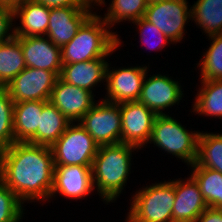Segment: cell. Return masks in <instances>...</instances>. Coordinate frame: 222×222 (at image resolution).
<instances>
[{
    "label": "cell",
    "instance_id": "obj_1",
    "mask_svg": "<svg viewBox=\"0 0 222 222\" xmlns=\"http://www.w3.org/2000/svg\"><path fill=\"white\" fill-rule=\"evenodd\" d=\"M54 161L48 146L15 142L0 151V180L25 203L49 202Z\"/></svg>",
    "mask_w": 222,
    "mask_h": 222
},
{
    "label": "cell",
    "instance_id": "obj_2",
    "mask_svg": "<svg viewBox=\"0 0 222 222\" xmlns=\"http://www.w3.org/2000/svg\"><path fill=\"white\" fill-rule=\"evenodd\" d=\"M137 149L140 150L125 143L99 146L91 170L95 192L106 205L123 194L132 170V155Z\"/></svg>",
    "mask_w": 222,
    "mask_h": 222
},
{
    "label": "cell",
    "instance_id": "obj_3",
    "mask_svg": "<svg viewBox=\"0 0 222 222\" xmlns=\"http://www.w3.org/2000/svg\"><path fill=\"white\" fill-rule=\"evenodd\" d=\"M121 36L112 32L105 20L94 12L78 29L74 38L61 47L62 65L110 58L122 45Z\"/></svg>",
    "mask_w": 222,
    "mask_h": 222
},
{
    "label": "cell",
    "instance_id": "obj_4",
    "mask_svg": "<svg viewBox=\"0 0 222 222\" xmlns=\"http://www.w3.org/2000/svg\"><path fill=\"white\" fill-rule=\"evenodd\" d=\"M142 188V189H141ZM131 197L125 222H172L174 179L141 187Z\"/></svg>",
    "mask_w": 222,
    "mask_h": 222
},
{
    "label": "cell",
    "instance_id": "obj_5",
    "mask_svg": "<svg viewBox=\"0 0 222 222\" xmlns=\"http://www.w3.org/2000/svg\"><path fill=\"white\" fill-rule=\"evenodd\" d=\"M200 130H187L179 119L168 115H157L148 144H154L158 150L181 159L190 166L196 162L198 137ZM160 148V149H159Z\"/></svg>",
    "mask_w": 222,
    "mask_h": 222
},
{
    "label": "cell",
    "instance_id": "obj_6",
    "mask_svg": "<svg viewBox=\"0 0 222 222\" xmlns=\"http://www.w3.org/2000/svg\"><path fill=\"white\" fill-rule=\"evenodd\" d=\"M50 148L54 165L92 166L99 145L81 124L74 122Z\"/></svg>",
    "mask_w": 222,
    "mask_h": 222
},
{
    "label": "cell",
    "instance_id": "obj_7",
    "mask_svg": "<svg viewBox=\"0 0 222 222\" xmlns=\"http://www.w3.org/2000/svg\"><path fill=\"white\" fill-rule=\"evenodd\" d=\"M99 146L121 143L120 103L100 100L78 122Z\"/></svg>",
    "mask_w": 222,
    "mask_h": 222
},
{
    "label": "cell",
    "instance_id": "obj_8",
    "mask_svg": "<svg viewBox=\"0 0 222 222\" xmlns=\"http://www.w3.org/2000/svg\"><path fill=\"white\" fill-rule=\"evenodd\" d=\"M190 6L187 0H165L148 4L144 18L176 45L182 42L187 33L184 28L191 21Z\"/></svg>",
    "mask_w": 222,
    "mask_h": 222
},
{
    "label": "cell",
    "instance_id": "obj_9",
    "mask_svg": "<svg viewBox=\"0 0 222 222\" xmlns=\"http://www.w3.org/2000/svg\"><path fill=\"white\" fill-rule=\"evenodd\" d=\"M149 65L139 66L138 64L137 66L115 68V66H111V63H108L105 83L106 95L101 99L117 104L138 101L144 77L147 71H150Z\"/></svg>",
    "mask_w": 222,
    "mask_h": 222
},
{
    "label": "cell",
    "instance_id": "obj_10",
    "mask_svg": "<svg viewBox=\"0 0 222 222\" xmlns=\"http://www.w3.org/2000/svg\"><path fill=\"white\" fill-rule=\"evenodd\" d=\"M148 73L147 71L144 77L138 101L156 115H168L166 111L175 105H179L180 100L184 97L182 85L178 80L176 81L165 73L158 74L157 72L153 75Z\"/></svg>",
    "mask_w": 222,
    "mask_h": 222
},
{
    "label": "cell",
    "instance_id": "obj_11",
    "mask_svg": "<svg viewBox=\"0 0 222 222\" xmlns=\"http://www.w3.org/2000/svg\"><path fill=\"white\" fill-rule=\"evenodd\" d=\"M57 78L54 72L26 67L5 88L14 103L49 101Z\"/></svg>",
    "mask_w": 222,
    "mask_h": 222
},
{
    "label": "cell",
    "instance_id": "obj_12",
    "mask_svg": "<svg viewBox=\"0 0 222 222\" xmlns=\"http://www.w3.org/2000/svg\"><path fill=\"white\" fill-rule=\"evenodd\" d=\"M120 113L121 143L136 146L140 150L147 147L157 115L139 101L120 103Z\"/></svg>",
    "mask_w": 222,
    "mask_h": 222
},
{
    "label": "cell",
    "instance_id": "obj_13",
    "mask_svg": "<svg viewBox=\"0 0 222 222\" xmlns=\"http://www.w3.org/2000/svg\"><path fill=\"white\" fill-rule=\"evenodd\" d=\"M94 192L91 166L54 165L53 188L49 202L60 195L64 198L84 199Z\"/></svg>",
    "mask_w": 222,
    "mask_h": 222
},
{
    "label": "cell",
    "instance_id": "obj_14",
    "mask_svg": "<svg viewBox=\"0 0 222 222\" xmlns=\"http://www.w3.org/2000/svg\"><path fill=\"white\" fill-rule=\"evenodd\" d=\"M94 6H63L50 8L46 35L55 45L62 47L76 35L82 24L94 13Z\"/></svg>",
    "mask_w": 222,
    "mask_h": 222
},
{
    "label": "cell",
    "instance_id": "obj_15",
    "mask_svg": "<svg viewBox=\"0 0 222 222\" xmlns=\"http://www.w3.org/2000/svg\"><path fill=\"white\" fill-rule=\"evenodd\" d=\"M92 92L68 84L57 78L49 101L71 122H79L93 105L98 102Z\"/></svg>",
    "mask_w": 222,
    "mask_h": 222
},
{
    "label": "cell",
    "instance_id": "obj_16",
    "mask_svg": "<svg viewBox=\"0 0 222 222\" xmlns=\"http://www.w3.org/2000/svg\"><path fill=\"white\" fill-rule=\"evenodd\" d=\"M21 45L26 67L44 69L60 77L62 71L61 47L47 36L16 37Z\"/></svg>",
    "mask_w": 222,
    "mask_h": 222
},
{
    "label": "cell",
    "instance_id": "obj_17",
    "mask_svg": "<svg viewBox=\"0 0 222 222\" xmlns=\"http://www.w3.org/2000/svg\"><path fill=\"white\" fill-rule=\"evenodd\" d=\"M172 222H194L207 208L198 183L190 175L174 179Z\"/></svg>",
    "mask_w": 222,
    "mask_h": 222
},
{
    "label": "cell",
    "instance_id": "obj_18",
    "mask_svg": "<svg viewBox=\"0 0 222 222\" xmlns=\"http://www.w3.org/2000/svg\"><path fill=\"white\" fill-rule=\"evenodd\" d=\"M50 8L35 0H25L13 9L15 37L45 36L49 25ZM19 25V26H18Z\"/></svg>",
    "mask_w": 222,
    "mask_h": 222
},
{
    "label": "cell",
    "instance_id": "obj_19",
    "mask_svg": "<svg viewBox=\"0 0 222 222\" xmlns=\"http://www.w3.org/2000/svg\"><path fill=\"white\" fill-rule=\"evenodd\" d=\"M108 58L64 64L60 78L68 84L86 89L94 94L98 85H105ZM100 83V84H99ZM94 91V92H93Z\"/></svg>",
    "mask_w": 222,
    "mask_h": 222
},
{
    "label": "cell",
    "instance_id": "obj_20",
    "mask_svg": "<svg viewBox=\"0 0 222 222\" xmlns=\"http://www.w3.org/2000/svg\"><path fill=\"white\" fill-rule=\"evenodd\" d=\"M48 101H24L14 103L13 129L15 142L37 145V129L43 106Z\"/></svg>",
    "mask_w": 222,
    "mask_h": 222
},
{
    "label": "cell",
    "instance_id": "obj_21",
    "mask_svg": "<svg viewBox=\"0 0 222 222\" xmlns=\"http://www.w3.org/2000/svg\"><path fill=\"white\" fill-rule=\"evenodd\" d=\"M191 111L194 115L222 118V80H200Z\"/></svg>",
    "mask_w": 222,
    "mask_h": 222
},
{
    "label": "cell",
    "instance_id": "obj_22",
    "mask_svg": "<svg viewBox=\"0 0 222 222\" xmlns=\"http://www.w3.org/2000/svg\"><path fill=\"white\" fill-rule=\"evenodd\" d=\"M70 123L66 116L48 101L42 108L37 129V145L51 147Z\"/></svg>",
    "mask_w": 222,
    "mask_h": 222
},
{
    "label": "cell",
    "instance_id": "obj_23",
    "mask_svg": "<svg viewBox=\"0 0 222 222\" xmlns=\"http://www.w3.org/2000/svg\"><path fill=\"white\" fill-rule=\"evenodd\" d=\"M191 20L207 37L222 33V0H197L191 6ZM194 20V21H193Z\"/></svg>",
    "mask_w": 222,
    "mask_h": 222
},
{
    "label": "cell",
    "instance_id": "obj_24",
    "mask_svg": "<svg viewBox=\"0 0 222 222\" xmlns=\"http://www.w3.org/2000/svg\"><path fill=\"white\" fill-rule=\"evenodd\" d=\"M189 167L190 174L198 183L207 206L222 209V174L219 171L199 166L196 162Z\"/></svg>",
    "mask_w": 222,
    "mask_h": 222
},
{
    "label": "cell",
    "instance_id": "obj_25",
    "mask_svg": "<svg viewBox=\"0 0 222 222\" xmlns=\"http://www.w3.org/2000/svg\"><path fill=\"white\" fill-rule=\"evenodd\" d=\"M25 68L19 40L13 36L10 40L0 43V83L6 87Z\"/></svg>",
    "mask_w": 222,
    "mask_h": 222
},
{
    "label": "cell",
    "instance_id": "obj_26",
    "mask_svg": "<svg viewBox=\"0 0 222 222\" xmlns=\"http://www.w3.org/2000/svg\"><path fill=\"white\" fill-rule=\"evenodd\" d=\"M147 7V0H111L107 7V12L104 15L99 14V16L105 20L113 31L116 24L118 25L123 21L133 23L144 17Z\"/></svg>",
    "mask_w": 222,
    "mask_h": 222
},
{
    "label": "cell",
    "instance_id": "obj_27",
    "mask_svg": "<svg viewBox=\"0 0 222 222\" xmlns=\"http://www.w3.org/2000/svg\"><path fill=\"white\" fill-rule=\"evenodd\" d=\"M196 163L222 174V133L200 131Z\"/></svg>",
    "mask_w": 222,
    "mask_h": 222
},
{
    "label": "cell",
    "instance_id": "obj_28",
    "mask_svg": "<svg viewBox=\"0 0 222 222\" xmlns=\"http://www.w3.org/2000/svg\"><path fill=\"white\" fill-rule=\"evenodd\" d=\"M210 45L196 63L201 80H222V33L209 36ZM211 39V40H210Z\"/></svg>",
    "mask_w": 222,
    "mask_h": 222
},
{
    "label": "cell",
    "instance_id": "obj_29",
    "mask_svg": "<svg viewBox=\"0 0 222 222\" xmlns=\"http://www.w3.org/2000/svg\"><path fill=\"white\" fill-rule=\"evenodd\" d=\"M13 119L14 100L5 87L0 88V151L15 143Z\"/></svg>",
    "mask_w": 222,
    "mask_h": 222
},
{
    "label": "cell",
    "instance_id": "obj_30",
    "mask_svg": "<svg viewBox=\"0 0 222 222\" xmlns=\"http://www.w3.org/2000/svg\"><path fill=\"white\" fill-rule=\"evenodd\" d=\"M24 204L0 180V222H23Z\"/></svg>",
    "mask_w": 222,
    "mask_h": 222
},
{
    "label": "cell",
    "instance_id": "obj_31",
    "mask_svg": "<svg viewBox=\"0 0 222 222\" xmlns=\"http://www.w3.org/2000/svg\"><path fill=\"white\" fill-rule=\"evenodd\" d=\"M136 25V31L139 30V42L146 45V49L151 51H161L163 48L174 44L166 35H164L155 25L150 23L144 17H141L139 20H136L132 23ZM153 37V38H152ZM151 39V41H150ZM154 41V43H153Z\"/></svg>",
    "mask_w": 222,
    "mask_h": 222
},
{
    "label": "cell",
    "instance_id": "obj_32",
    "mask_svg": "<svg viewBox=\"0 0 222 222\" xmlns=\"http://www.w3.org/2000/svg\"><path fill=\"white\" fill-rule=\"evenodd\" d=\"M13 9L0 6V43L10 40L14 36Z\"/></svg>",
    "mask_w": 222,
    "mask_h": 222
},
{
    "label": "cell",
    "instance_id": "obj_33",
    "mask_svg": "<svg viewBox=\"0 0 222 222\" xmlns=\"http://www.w3.org/2000/svg\"><path fill=\"white\" fill-rule=\"evenodd\" d=\"M41 4L49 7H63V6H95V4L89 3L87 0H35Z\"/></svg>",
    "mask_w": 222,
    "mask_h": 222
},
{
    "label": "cell",
    "instance_id": "obj_34",
    "mask_svg": "<svg viewBox=\"0 0 222 222\" xmlns=\"http://www.w3.org/2000/svg\"><path fill=\"white\" fill-rule=\"evenodd\" d=\"M194 222H222V209L208 207Z\"/></svg>",
    "mask_w": 222,
    "mask_h": 222
},
{
    "label": "cell",
    "instance_id": "obj_35",
    "mask_svg": "<svg viewBox=\"0 0 222 222\" xmlns=\"http://www.w3.org/2000/svg\"><path fill=\"white\" fill-rule=\"evenodd\" d=\"M25 0H0V6H6L14 9L15 7L21 5Z\"/></svg>",
    "mask_w": 222,
    "mask_h": 222
},
{
    "label": "cell",
    "instance_id": "obj_36",
    "mask_svg": "<svg viewBox=\"0 0 222 222\" xmlns=\"http://www.w3.org/2000/svg\"><path fill=\"white\" fill-rule=\"evenodd\" d=\"M87 1H88L89 3L95 4L96 9H98L97 6L103 8L102 5H106L105 0H87Z\"/></svg>",
    "mask_w": 222,
    "mask_h": 222
},
{
    "label": "cell",
    "instance_id": "obj_37",
    "mask_svg": "<svg viewBox=\"0 0 222 222\" xmlns=\"http://www.w3.org/2000/svg\"><path fill=\"white\" fill-rule=\"evenodd\" d=\"M147 1H148V4H153V3L162 2L165 0H147Z\"/></svg>",
    "mask_w": 222,
    "mask_h": 222
}]
</instances>
